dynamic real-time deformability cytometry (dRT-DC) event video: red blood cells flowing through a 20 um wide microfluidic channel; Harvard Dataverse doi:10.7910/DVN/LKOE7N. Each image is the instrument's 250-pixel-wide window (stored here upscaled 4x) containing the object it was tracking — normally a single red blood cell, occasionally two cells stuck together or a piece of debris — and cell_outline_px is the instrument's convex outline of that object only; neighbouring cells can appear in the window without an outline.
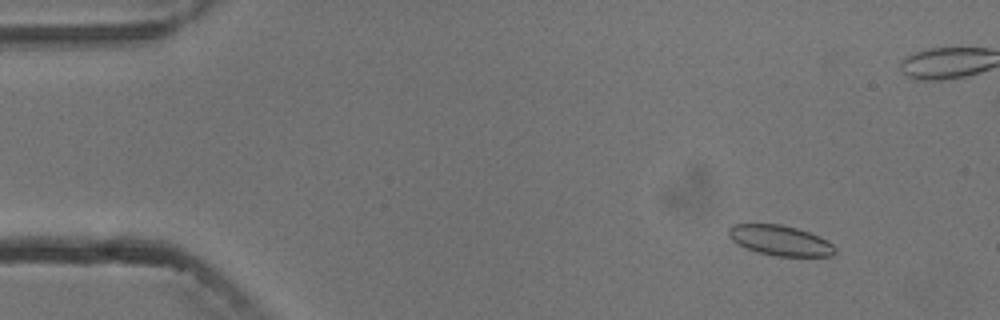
{"species": "common noctule bat (a hibernating species)", "species_latin": "Nyctalus noctula", "temperature_condition": "cold", "stored_images_in_passage": 3, "camera_frame_rate_fps": 3000, "um_per_image_px": 0.085, "animal": {"sex": "male", "body_mass_g": 13.3}, "frame": {"image": 1, "passage_image": 2, "time_ms": 1.0, "image_size_px": [1000, 320], "cell_outline_px": [[836, 252], [832, 256], [776, 256], [756, 252], [732, 240], [728, 236], [728, 228], [732, 224], [780, 224], [796, 228], [820, 236], [828, 240], [836, 248]], "centroid_in_image_um": [66.33, 20.43], "position_along_channel_um": 18.7, "area_um2": 18.73}}